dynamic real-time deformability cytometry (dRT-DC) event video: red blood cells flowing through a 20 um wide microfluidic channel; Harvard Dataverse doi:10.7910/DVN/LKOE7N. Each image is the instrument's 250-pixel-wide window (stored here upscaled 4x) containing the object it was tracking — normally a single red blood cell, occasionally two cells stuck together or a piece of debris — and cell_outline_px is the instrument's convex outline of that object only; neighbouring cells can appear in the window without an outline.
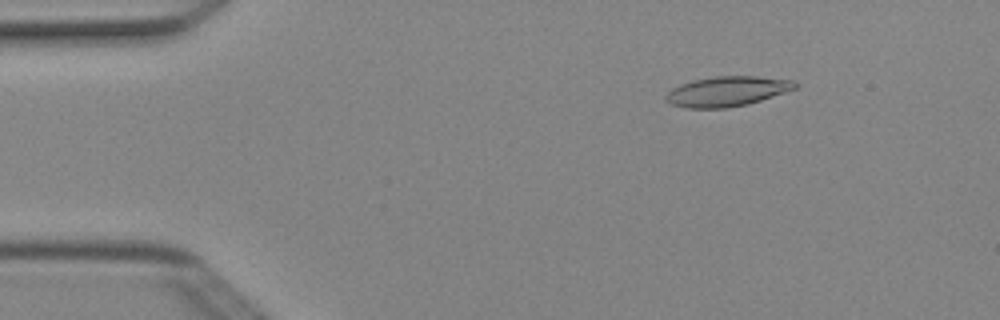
{"species": "Egyptian fruit bat (a non-hibernating species)", "species_latin": "Rousettus aegyptiacus", "temperature_condition": "cold", "stored_images_in_passage": 4, "camera_frame_rate_fps": 3000, "um_per_image_px": 0.085, "animal": {"sex": "female"}, "frame": {"image": 1, "passage_image": 2, "time_ms": 0.333, "image_size_px": [1000, 320], "cell_outline_px": [[796, 88], [748, 104], [728, 108], [688, 108], [672, 104], [664, 96], [672, 88], [680, 84], [692, 80], [716, 76], [756, 76], [792, 80], [796, 84]], "centroid_in_image_um": [61.77, 7.76], "position_along_channel_um": 23.2, "area_um2": 22.31}}